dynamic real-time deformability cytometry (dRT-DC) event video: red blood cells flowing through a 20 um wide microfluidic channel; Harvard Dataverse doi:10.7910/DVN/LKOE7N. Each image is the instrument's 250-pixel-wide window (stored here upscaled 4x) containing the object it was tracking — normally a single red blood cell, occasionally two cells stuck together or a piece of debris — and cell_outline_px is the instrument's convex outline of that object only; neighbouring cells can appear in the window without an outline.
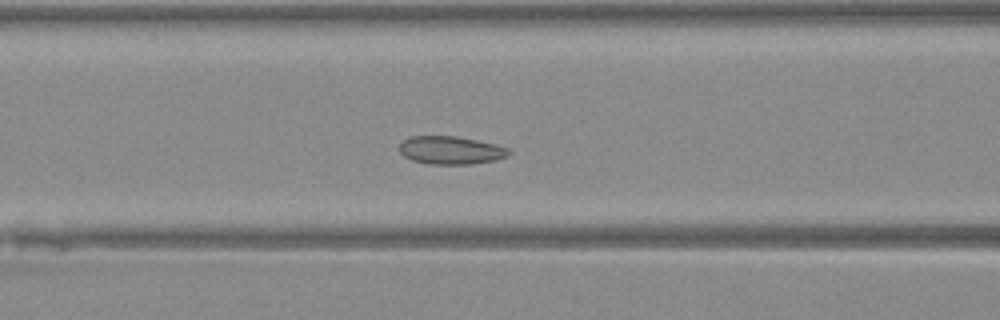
{"species": "Egyptian fruit bat (a non-hibernating species)", "species_latin": "Rousettus aegyptiacus", "temperature_condition": "warm", "stored_images_in_passage": 47, "camera_frame_rate_fps": 3000, "um_per_image_px": 0.085, "animal": {"sex": "female"}, "frame": {"image": 1, "passage_image": 19, "time_ms": 6.0, "image_size_px": [1000, 320], "cell_outline_px": [[512, 152], [508, 156], [496, 160], [472, 164], [428, 164], [412, 160], [404, 156], [400, 152], [400, 140], [412, 136], [456, 136], [496, 144], [508, 148]], "centroid_in_image_um": [38.32, 12.77], "position_along_channel_um": 128.3, "area_um2": 18.03}}
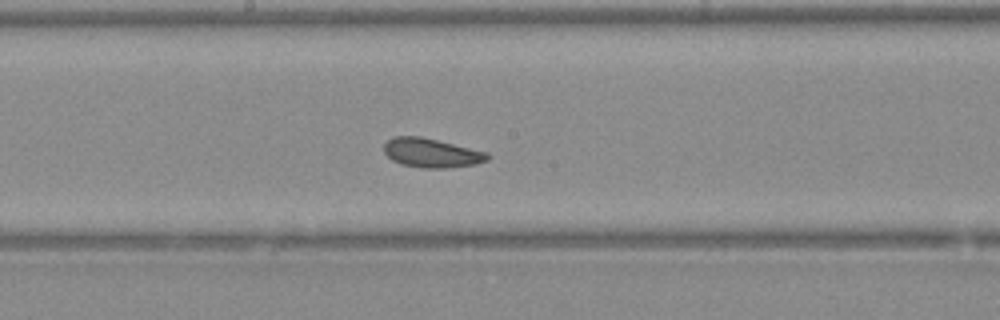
{"frame": {"image": 2, "passage_image": 25, "time_ms": 8.0, "image_size_px": [1000, 320], "cell_outline_px": [[488, 160], [476, 164], [448, 168], [420, 168], [400, 164], [392, 160], [384, 152], [384, 144], [392, 136], [420, 136], [488, 152]], "centroid_in_image_um": [36.65, 13.0], "position_along_channel_um": 211.5, "area_um2": 17.63}}
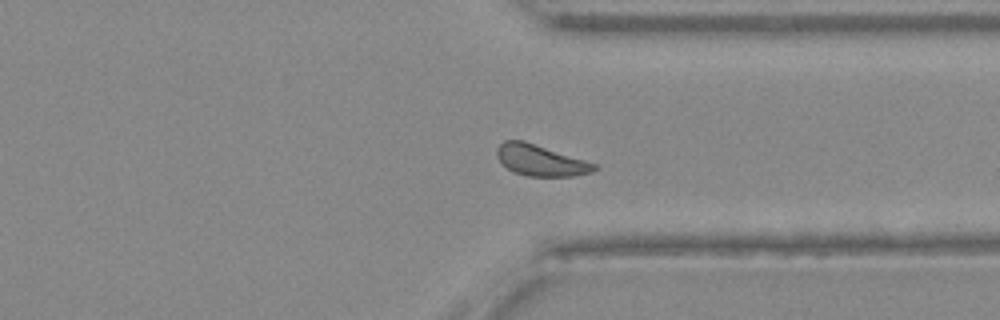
{"frame": {"image": 3, "passage_image": 36, "time_ms": 11.667, "image_size_px": [1000, 320], "cell_outline_px": [[600, 168], [592, 172], [572, 176], [528, 176], [512, 172], [496, 156], [496, 148], [504, 140], [524, 140], [596, 164]], "centroid_in_image_um": [45.94, 13.63], "position_along_channel_um": 365.5, "area_um2": 17.57}}